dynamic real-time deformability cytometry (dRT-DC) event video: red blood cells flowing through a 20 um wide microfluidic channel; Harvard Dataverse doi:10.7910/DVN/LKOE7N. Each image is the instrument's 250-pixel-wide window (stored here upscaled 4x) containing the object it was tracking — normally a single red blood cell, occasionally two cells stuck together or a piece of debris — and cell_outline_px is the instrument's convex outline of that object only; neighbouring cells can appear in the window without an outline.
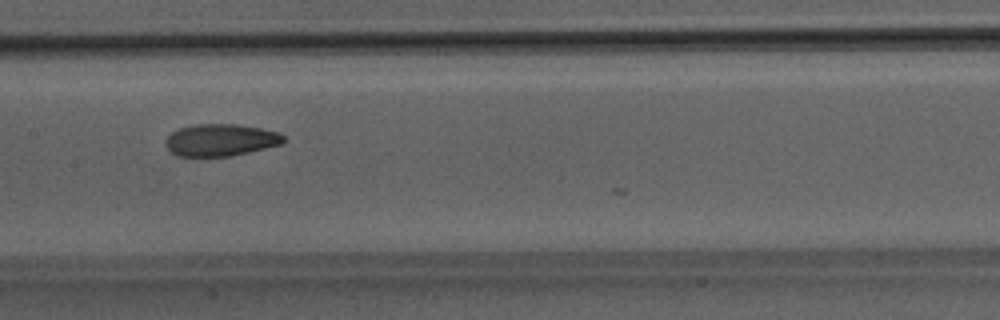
{"species": "Egyptian fruit bat (a non-hibernating species)", "species_latin": "Rousettus aegyptiacus", "temperature_condition": "room temperature", "stored_images_in_passage": 27, "camera_frame_rate_fps": 3000, "um_per_image_px": 0.085, "animal": {"sex": "male"}, "frame": {"image": 1, "passage_image": 26, "time_ms": 8.333, "image_size_px": [1000, 320], "cell_outline_px": [[284, 140], [280, 144], [248, 152], [228, 156], [176, 156], [168, 148], [168, 136], [172, 132], [180, 128], [196, 124], [236, 124], [260, 128], [280, 132], [284, 136]], "centroid_in_image_um": [18.78, 11.89], "position_along_channel_um": 188.6, "area_um2": 21.68}}